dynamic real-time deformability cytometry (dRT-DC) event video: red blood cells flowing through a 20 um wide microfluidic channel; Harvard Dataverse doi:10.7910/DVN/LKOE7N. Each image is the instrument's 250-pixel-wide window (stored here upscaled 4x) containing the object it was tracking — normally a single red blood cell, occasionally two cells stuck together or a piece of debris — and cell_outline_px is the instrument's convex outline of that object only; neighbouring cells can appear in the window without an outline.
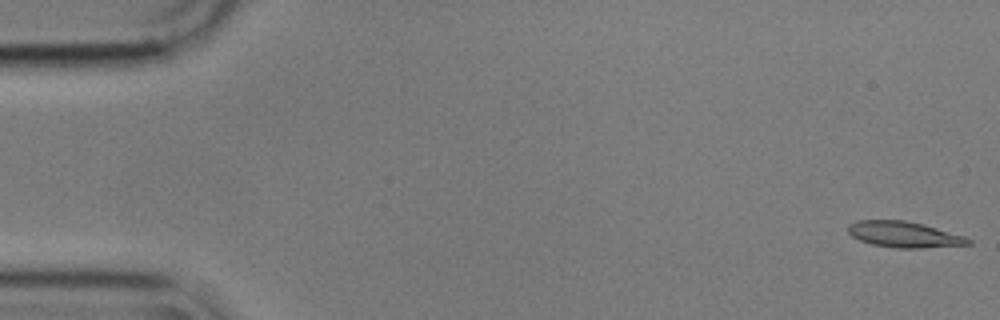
{"species": "common noctule bat (a hibernating species)", "species_latin": "Nyctalus noctula", "temperature_condition": "cold", "stored_images_in_passage": 56, "camera_frame_rate_fps": 3000, "um_per_image_px": 0.085, "animal": {"sex": "male", "body_mass_g": 17.9}, "frame": {"image": 1, "passage_image": 1, "time_ms": 0.0, "image_size_px": [1000, 320], "cell_outline_px": [[972, 244], [924, 248], [892, 248], [872, 244], [860, 240], [852, 236], [848, 232], [848, 224], [856, 220], [904, 220], [924, 224], [964, 236], [972, 240]], "centroid_in_image_um": [76.84, 19.93], "position_along_channel_um": 8.2, "area_um2": 18.26}}
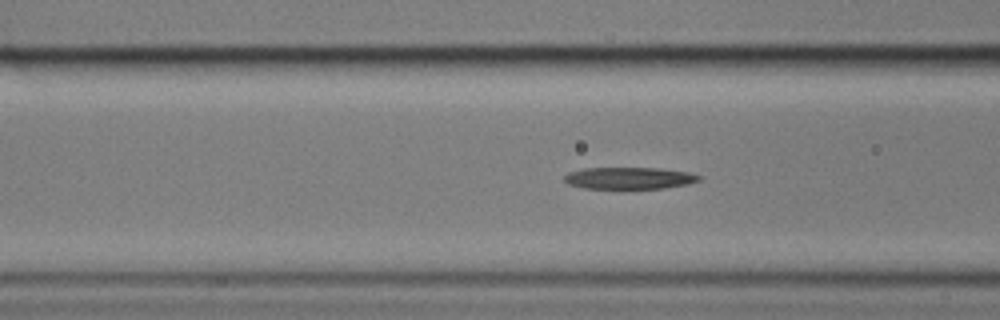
{"frame": {"image": 2, "passage_image": 21, "time_ms": 6.667, "image_size_px": [1000, 320], "cell_outline_px": [[700, 180], [688, 184], [664, 188], [584, 188], [568, 184], [564, 180], [564, 176], [568, 172], [584, 168], [656, 168], [688, 172], [700, 176]], "centroid_in_image_um": [53.46, 15.14], "position_along_channel_um": 113.1, "area_um2": 16.99}}
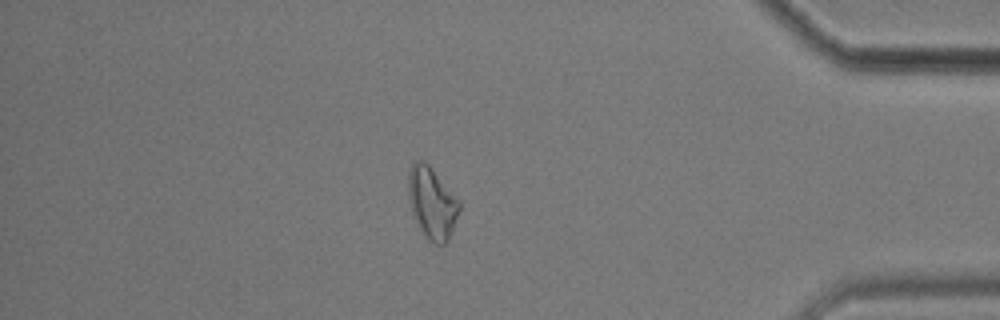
{"frame": {"image": 3, "passage_image": 48, "time_ms": 15.667, "image_size_px": [1000, 320], "cell_outline_px": [[460, 208], [448, 240], [444, 244], [436, 244], [428, 240], [424, 236], [416, 224], [412, 216], [408, 200], [408, 172], [412, 160], [424, 160], [428, 164], [460, 200]], "centroid_in_image_um": [36.68, 17.23], "position_along_channel_um": 398.5, "area_um2": 21.62}, "authors_computed_cell_mechanics": {"area_um2": 18.1781, "velocity_mm_per_s": 3.5597, "shape_relaxation_time_tau1_ms": 5.1643, "shape_relaxation_time_tau2_ms": null, "deformation_change_tau1": 0.1872, "deformation_change_tau2": null}}